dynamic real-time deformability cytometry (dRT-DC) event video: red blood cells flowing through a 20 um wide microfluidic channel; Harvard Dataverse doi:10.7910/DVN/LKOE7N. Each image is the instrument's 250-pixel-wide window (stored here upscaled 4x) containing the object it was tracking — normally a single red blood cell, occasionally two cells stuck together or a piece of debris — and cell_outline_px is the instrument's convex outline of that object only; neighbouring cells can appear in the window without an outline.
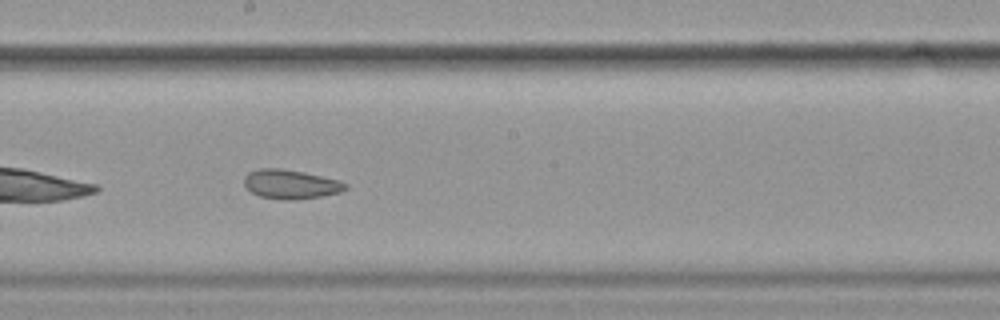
{"species": "common noctule bat (a hibernating species)", "species_latin": "Nyctalus noctula", "temperature_condition": "cold", "stored_images_in_passage": 34, "camera_frame_rate_fps": 3000, "um_per_image_px": 0.085, "animal": {"sex": "female", "body_mass_g": 19.9}, "frame": {"image": 1, "passage_image": 15, "time_ms": 4.667, "image_size_px": [1000, 320], "cell_outline_px": [[348, 188], [340, 192], [320, 196], [288, 200], [280, 200], [260, 196], [252, 192], [244, 184], [244, 176], [248, 172], [260, 168], [280, 168], [304, 172], [340, 180], [348, 184]], "centroid_in_image_um": [24.71, 15.65], "position_along_channel_um": 223.5, "area_um2": 17.22}, "authors_computed_cell_mechanics": {"area_um2": 18.1781, "velocity_mm_per_s": 3.5845, "shape_relaxation_time_tau1_ms": null, "shape_relaxation_time_tau2_ms": 1.6596, "deformation_change_tau1": null, "deformation_change_tau2": 0.0774}}